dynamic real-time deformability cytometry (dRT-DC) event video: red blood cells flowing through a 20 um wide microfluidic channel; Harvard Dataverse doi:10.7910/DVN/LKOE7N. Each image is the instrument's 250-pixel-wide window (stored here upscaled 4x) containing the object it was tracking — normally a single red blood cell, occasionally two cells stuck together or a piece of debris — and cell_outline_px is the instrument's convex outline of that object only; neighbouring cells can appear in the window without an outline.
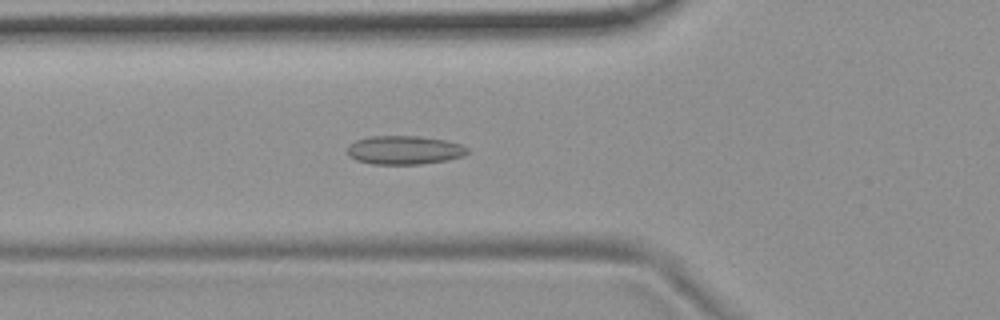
{"species": "common noctule bat (a hibernating species)", "species_latin": "Nyctalus noctula", "temperature_condition": "room temperature", "stored_images_in_passage": 37, "camera_frame_rate_fps": 3000, "um_per_image_px": 0.085, "animal": {"sex": "female", "body_mass_g": 19.9}, "frame": {"image": 1, "passage_image": 2, "time_ms": 0.333, "image_size_px": [1000, 320], "cell_outline_px": [[468, 152], [464, 156], [448, 160], [420, 164], [372, 164], [356, 160], [348, 156], [348, 144], [356, 140], [372, 136], [420, 136], [444, 140], [460, 144], [468, 148]], "centroid_in_image_um": [34.36, 12.76], "position_along_channel_um": 91.4, "area_um2": 20.11}}
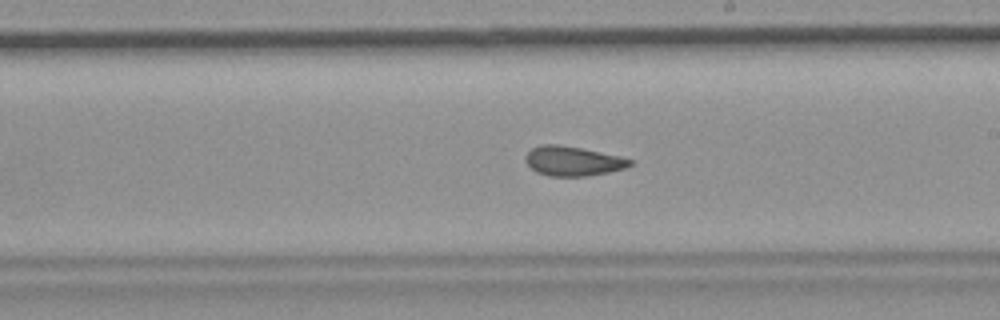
{"frame": {"image": 2, "passage_image": 14, "time_ms": 4.333, "image_size_px": [1000, 320], "cell_outline_px": [[632, 164], [624, 168], [608, 172], [588, 176], [548, 176], [536, 172], [524, 160], [524, 156], [532, 148], [540, 144], [560, 144], [620, 156], [632, 160]], "centroid_in_image_um": [48.65, 13.69], "position_along_channel_um": 240.3, "area_um2": 17.98}}
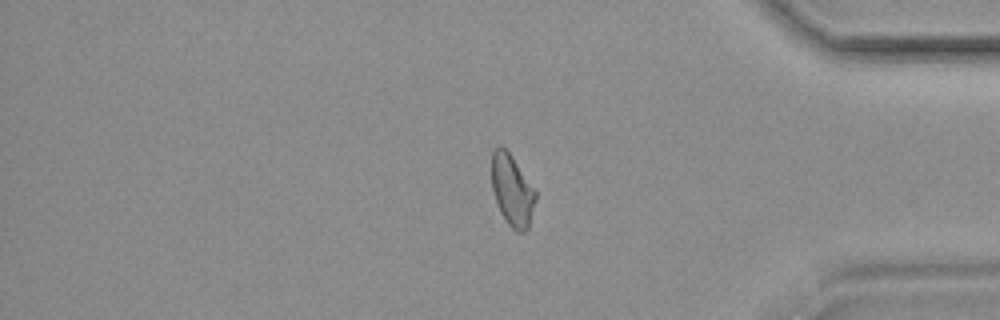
{"frame": {"image": 3, "passage_image": 28, "time_ms": 9.0, "image_size_px": [1000, 320], "cell_outline_px": [[536, 200], [528, 228], [524, 232], [516, 232], [508, 224], [500, 212], [492, 188], [492, 152], [500, 144], [512, 156], [536, 192]], "centroid_in_image_um": [43.53, 16.19], "position_along_channel_um": 391.7, "area_um2": 18.03}}